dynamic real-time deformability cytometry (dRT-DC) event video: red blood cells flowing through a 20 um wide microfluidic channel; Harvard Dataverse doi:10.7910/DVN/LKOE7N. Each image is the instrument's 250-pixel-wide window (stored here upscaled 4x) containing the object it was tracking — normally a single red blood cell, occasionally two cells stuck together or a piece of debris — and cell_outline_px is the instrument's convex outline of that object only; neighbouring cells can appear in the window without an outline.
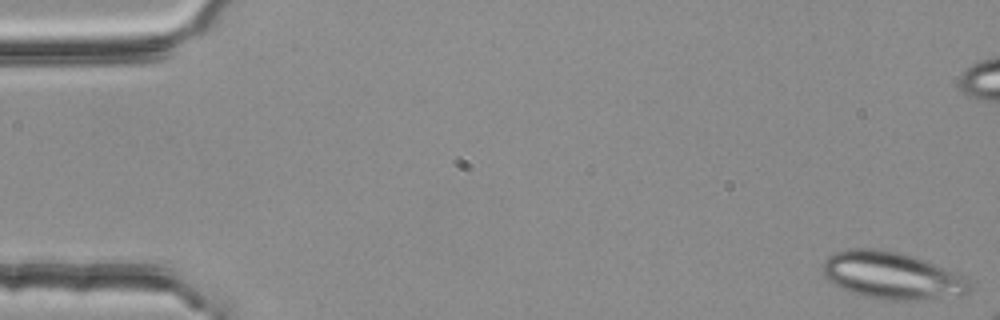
{"species": "common noctule bat (a hibernating species)", "species_latin": "Nyctalus noctula", "temperature_condition": "room temperature", "stored_images_in_passage": 13, "camera_frame_rate_fps": 3000, "um_per_image_px": 0.085, "animal": {"sex": "female", "body_mass_g": 25.1}, "frame": {"image": 1, "passage_image": 1, "time_ms": 0.0, "image_size_px": [1000, 320], "cell_outline_px": [[972, 288], [968, 292], [916, 300], [892, 300], [868, 296], [852, 292], [828, 280], [824, 276], [824, 260], [828, 256], [836, 252], [848, 248], [876, 248], [900, 252], [924, 260], [968, 280], [972, 284]], "centroid_in_image_um": [75.74, 23.39], "position_along_channel_um": 9.3, "area_um2": 39.19}}